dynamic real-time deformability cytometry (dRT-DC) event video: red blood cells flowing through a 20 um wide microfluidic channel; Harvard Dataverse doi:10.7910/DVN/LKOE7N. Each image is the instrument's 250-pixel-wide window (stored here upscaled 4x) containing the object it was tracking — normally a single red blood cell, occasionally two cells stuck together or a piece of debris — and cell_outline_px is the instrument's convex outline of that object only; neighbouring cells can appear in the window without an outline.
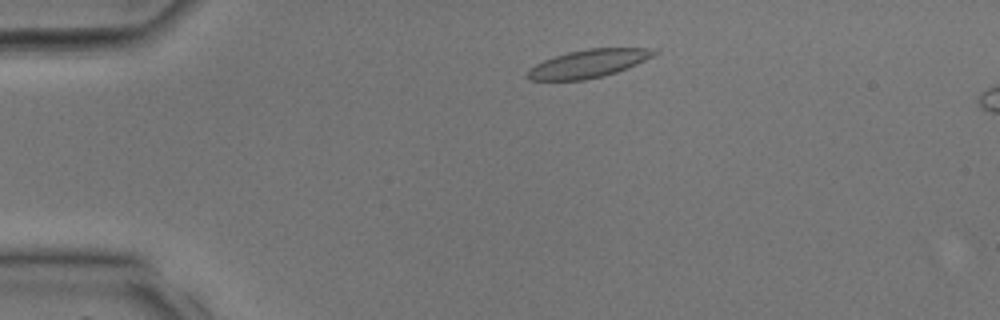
{"species": "common noctule bat (a hibernating species)", "species_latin": "Nyctalus noctula", "temperature_condition": "room temperature", "stored_images_in_passage": 9, "camera_frame_rate_fps": 3000, "um_per_image_px": 0.085, "animal": {"sex": "male", "body_mass_g": 17.9, "forearm_length_mm": 54.2}, "frame": {"image": 1, "passage_image": 1, "time_ms": 0.0, "image_size_px": [1000, 320], "cell_outline_px": [[660, 52], [628, 68], [604, 76], [584, 80], [528, 80], [528, 68], [544, 60], [568, 52], [588, 48], [648, 48]], "centroid_in_image_um": [50.01, 5.41], "position_along_channel_um": 35.0, "area_um2": 20.52}}
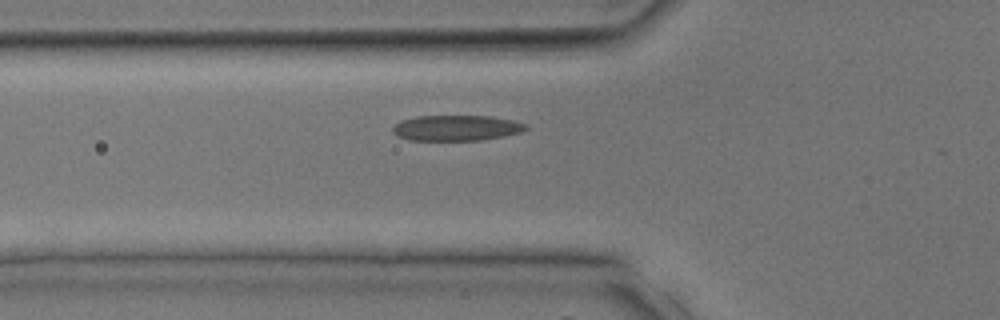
{"frame": {"image": 2, "passage_image": 6, "time_ms": 1.667, "image_size_px": [1000, 320], "cell_outline_px": [[528, 128], [520, 132], [504, 136], [480, 140], [408, 140], [396, 136], [392, 132], [392, 128], [400, 120], [416, 116], [488, 116], [512, 120], [528, 124]], "centroid_in_image_um": [38.76, 10.87], "position_along_channel_um": 87.0, "area_um2": 19.88}}